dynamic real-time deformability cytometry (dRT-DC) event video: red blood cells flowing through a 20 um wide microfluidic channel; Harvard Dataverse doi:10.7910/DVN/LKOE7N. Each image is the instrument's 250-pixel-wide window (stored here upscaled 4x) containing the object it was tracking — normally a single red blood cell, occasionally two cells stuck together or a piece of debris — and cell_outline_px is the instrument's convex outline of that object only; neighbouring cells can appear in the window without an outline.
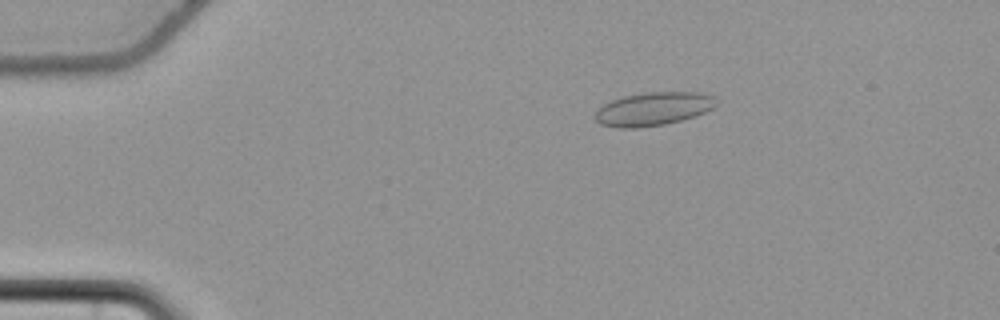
{"species": "common noctule bat (a hibernating species)", "species_latin": "Nyctalus noctula", "temperature_condition": "cold", "stored_images_in_passage": 50, "camera_frame_rate_fps": 3000, "um_per_image_px": 0.085, "animal": {"sex": "female", "body_mass_g": 22.7, "forearm_length_mm": 54.2}, "frame": {"image": 1, "passage_image": 5, "time_ms": 1.333, "image_size_px": [1000, 320], "cell_outline_px": [[716, 104], [712, 108], [696, 116], [664, 124], [640, 128], [620, 128], [600, 124], [596, 120], [596, 112], [604, 104], [612, 100], [624, 96], [648, 92], [700, 92], [712, 96], [716, 100]], "centroid_in_image_um": [55.53, 9.26], "position_along_channel_um": 29.5, "area_um2": 23.35}}
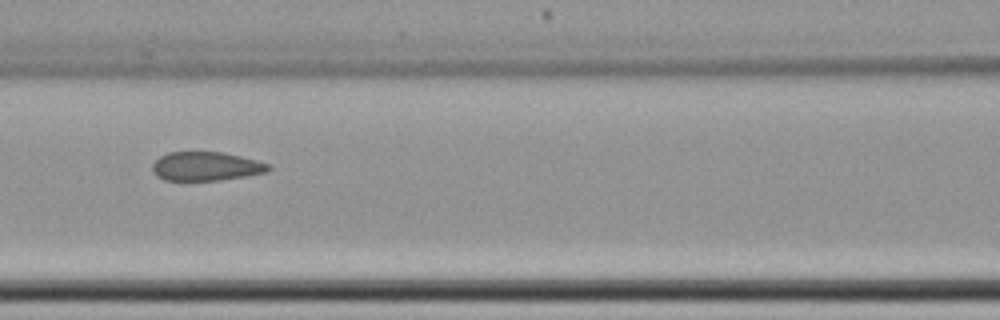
{"frame": {"image": 2, "passage_image": 20, "time_ms": 6.333, "image_size_px": [1000, 320], "cell_outline_px": [[272, 168], [268, 172], [248, 176], [220, 180], [164, 180], [156, 176], [152, 172], [152, 164], [160, 156], [168, 152], [224, 152], [272, 164]], "centroid_in_image_um": [17.54, 14.14], "position_along_channel_um": 149.1, "area_um2": 19.77}}
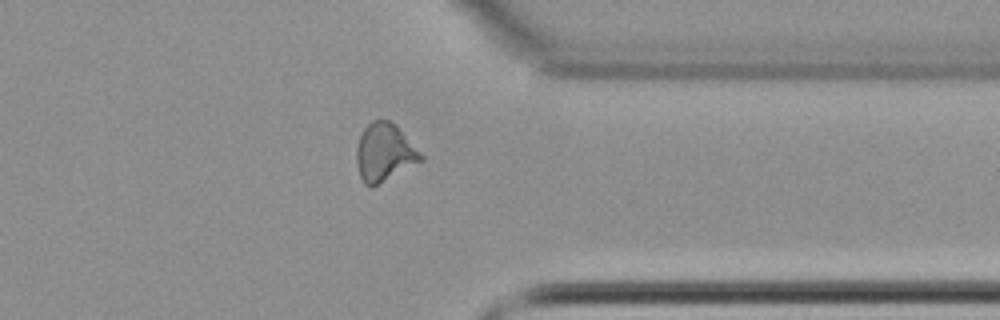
{"frame": {"image": 3, "passage_image": 39, "time_ms": 12.667, "image_size_px": [1000, 320], "cell_outline_px": [[424, 160], [372, 188], [364, 184], [360, 176], [356, 164], [356, 148], [360, 136], [364, 128], [372, 120], [388, 120], [396, 124], [424, 156]], "centroid_in_image_um": [32.67, 12.98], "position_along_channel_um": 378.7, "area_um2": 21.91}, "authors_computed_cell_mechanics": {"area_um2": 20.9814, "velocity_mm_per_s": 3.7034, "shape_relaxation_time_tau1_ms": null, "shape_relaxation_time_tau2_ms": 1.0602, "deformation_change_tau1": null, "deformation_change_tau2": 0.0748}}